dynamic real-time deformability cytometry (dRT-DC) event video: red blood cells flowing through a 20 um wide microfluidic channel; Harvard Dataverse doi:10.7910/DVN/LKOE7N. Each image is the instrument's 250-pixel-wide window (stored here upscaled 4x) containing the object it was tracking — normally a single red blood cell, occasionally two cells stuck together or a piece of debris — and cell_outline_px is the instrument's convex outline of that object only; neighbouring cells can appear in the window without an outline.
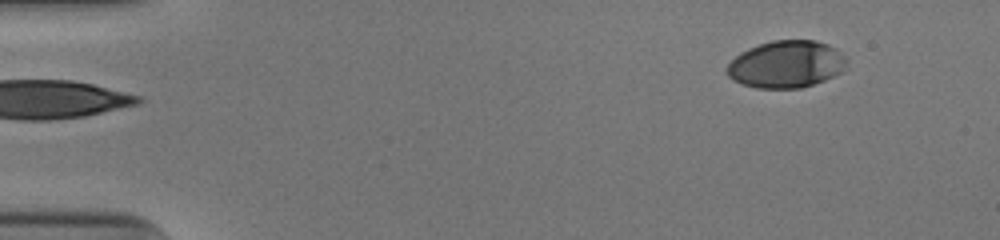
{"species": "human", "species_latin": "Homo sapiens", "temperature_condition": "cold", "stored_images_in_passage": 42, "camera_frame_rate_fps": 3000, "um_per_image_px": 0.085, "donor": {"sex": "male"}, "frame": {"image": 1, "passage_image": 1, "time_ms": 0.0, "image_size_px": [1000, 240], "cell_outline_px": [[848, 60], [840, 72], [824, 80], [800, 88], [756, 88], [732, 80], [728, 76], [724, 68], [740, 52], [748, 48], [772, 40], [816, 40], [828, 44], [836, 48]], "centroid_in_image_um": [66.8, 5.45], "position_along_channel_um": 18.2, "area_um2": 32.89}}
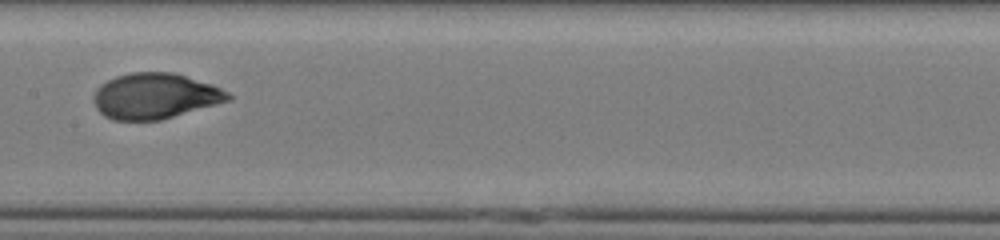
{"frame": {"image": 2, "passage_image": 23, "time_ms": 7.333, "image_size_px": [1000, 240], "cell_outline_px": [[232, 100], [160, 120], [112, 120], [104, 116], [96, 108], [92, 100], [92, 96], [96, 88], [100, 84], [116, 76], [132, 72], [172, 72], [212, 84], [228, 92], [232, 96]], "centroid_in_image_um": [13.15, 8.16], "position_along_channel_um": 194.2, "area_um2": 35.95}}
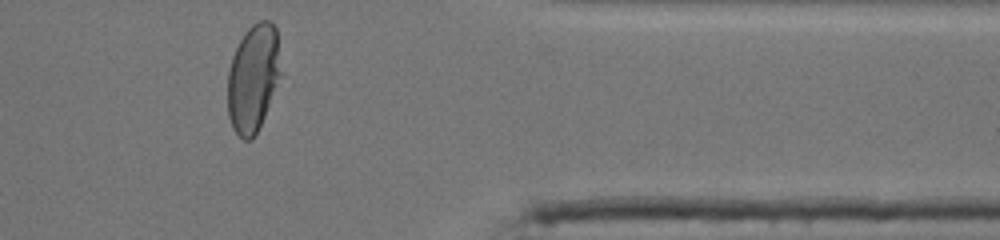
{"frame": {"image": 3, "passage_image": 39, "time_ms": 12.667, "image_size_px": [1000, 240], "cell_outline_px": [[280, 72], [264, 116], [252, 140], [244, 140], [232, 128], [228, 116], [228, 72], [232, 56], [244, 32], [252, 24], [260, 20], [268, 20], [276, 28]], "centroid_in_image_um": [21.48, 6.62], "position_along_channel_um": 389.9, "area_um2": 32.66}, "authors_computed_cell_mechanics": {"area_um2": 34.8534, "velocity_mm_per_s": 3.9718, "shape_relaxation_time_tau1_ms": 4.2619, "shape_relaxation_time_tau2_ms": null, "deformation_change_tau1": 0.208, "deformation_change_tau2": null}}